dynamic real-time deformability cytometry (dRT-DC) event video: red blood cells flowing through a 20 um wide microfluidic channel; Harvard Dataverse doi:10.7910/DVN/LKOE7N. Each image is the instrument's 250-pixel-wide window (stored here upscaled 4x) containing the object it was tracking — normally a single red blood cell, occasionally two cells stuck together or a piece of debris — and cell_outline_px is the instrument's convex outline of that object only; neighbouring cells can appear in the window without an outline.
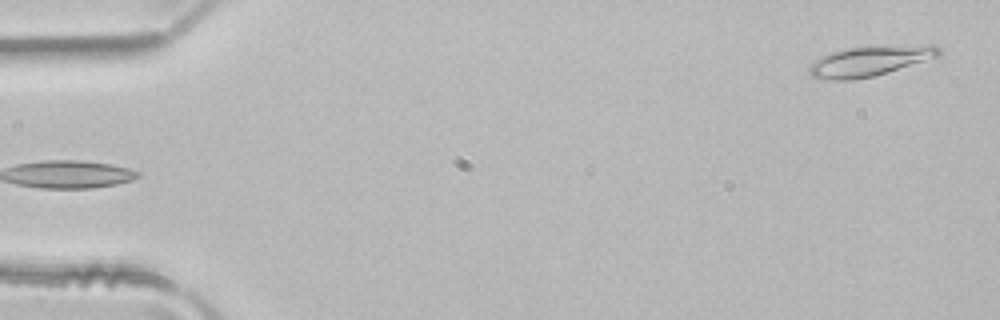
{"species": "common noctule bat (a hibernating species)", "species_latin": "Nyctalus noctula", "temperature_condition": "room temperature", "stored_images_in_passage": 3, "camera_frame_rate_fps": 3000, "um_per_image_px": 0.085, "animal": {"sex": "male", "body_mass_g": 21.5, "forearm_length_mm": 52.0}, "frame": {"image": 1, "passage_image": 3, "time_ms": 0.667, "image_size_px": [1000, 320], "cell_outline_px": [[940, 56], [888, 72], [872, 76], [852, 80], [828, 80], [812, 76], [808, 72], [808, 68], [816, 60], [832, 52], [844, 48], [932, 44], [936, 44], [940, 48]], "centroid_in_image_um": [73.97, 5.19], "position_along_channel_um": 11.0, "area_um2": 22.54}}